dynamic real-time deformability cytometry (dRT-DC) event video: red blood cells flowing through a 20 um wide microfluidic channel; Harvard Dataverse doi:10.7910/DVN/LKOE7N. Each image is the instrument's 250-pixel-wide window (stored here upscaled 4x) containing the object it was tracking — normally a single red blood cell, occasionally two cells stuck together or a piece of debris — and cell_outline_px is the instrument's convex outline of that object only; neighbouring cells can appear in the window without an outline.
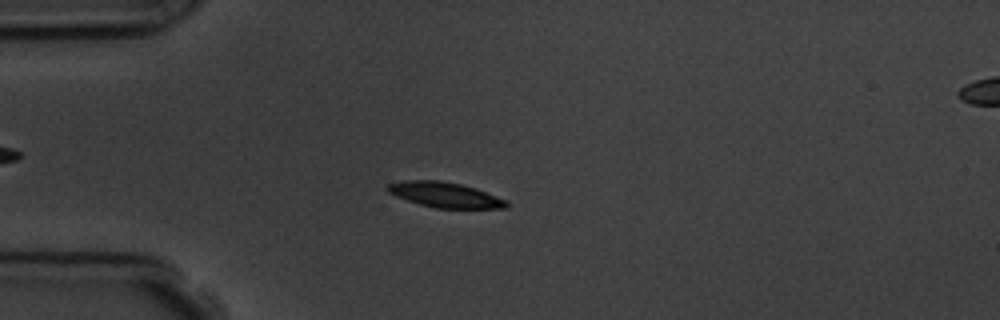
{"species": "common noctule bat (a hibernating species)", "species_latin": "Nyctalus noctula", "temperature_condition": "room temperature", "stored_images_in_passage": 4, "camera_frame_rate_fps": 3000, "um_per_image_px": 0.085, "animal": {"sex": "male", "body_mass_g": 19.5, "forearm_length_mm": 54.6}, "frame": {"image": 1, "passage_image": 3, "time_ms": 3.0, "image_size_px": [1000, 320], "cell_outline_px": [[508, 208], [436, 208], [420, 204], [396, 196], [388, 192], [384, 188], [388, 184], [404, 180], [440, 180], [460, 184], [476, 188], [508, 200]], "centroid_in_image_um": [37.83, 16.55], "position_along_channel_um": 47.2, "area_um2": 17.51}}